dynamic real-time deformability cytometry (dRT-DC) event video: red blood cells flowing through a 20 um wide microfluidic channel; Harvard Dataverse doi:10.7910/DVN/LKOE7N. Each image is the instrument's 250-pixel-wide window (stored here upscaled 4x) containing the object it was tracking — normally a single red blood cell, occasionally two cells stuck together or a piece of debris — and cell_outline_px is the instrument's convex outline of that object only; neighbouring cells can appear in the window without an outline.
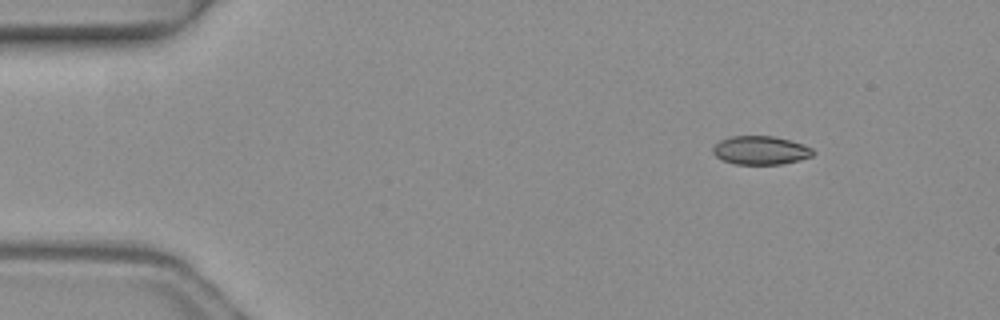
{"species": "common noctule bat (a hibernating species)", "species_latin": "Nyctalus noctula", "temperature_condition": "warm", "stored_images_in_passage": 3, "camera_frame_rate_fps": 3000, "um_per_image_px": 0.085, "animal": {"sex": "female", "body_mass_g": 19.3, "forearm_length_mm": 54.1}, "frame": {"image": 1, "passage_image": 1, "time_ms": 0.0, "image_size_px": [1000, 320], "cell_outline_px": [[816, 152], [812, 156], [800, 160], [780, 164], [736, 164], [724, 160], [716, 156], [712, 152], [712, 148], [720, 140], [732, 136], [772, 136], [804, 144], [812, 148]], "centroid_in_image_um": [64.67, 12.77], "position_along_channel_um": 20.3, "area_um2": 16.59}}
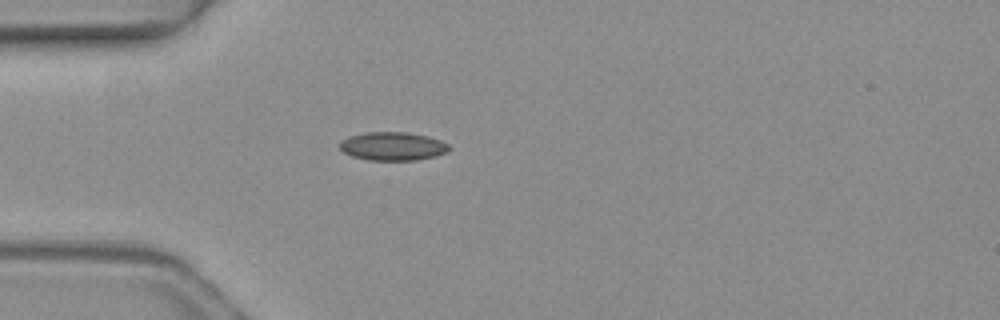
{"frame": {"image": 2, "passage_image": 3, "time_ms": 0.667, "image_size_px": [1000, 320], "cell_outline_px": [[452, 148], [448, 152], [436, 156], [416, 160], [368, 160], [352, 156], [344, 152], [340, 148], [340, 140], [348, 136], [364, 132], [408, 132], [428, 136], [440, 140], [448, 144]], "centroid_in_image_um": [33.39, 12.42], "position_along_channel_um": 51.6, "area_um2": 18.32}}